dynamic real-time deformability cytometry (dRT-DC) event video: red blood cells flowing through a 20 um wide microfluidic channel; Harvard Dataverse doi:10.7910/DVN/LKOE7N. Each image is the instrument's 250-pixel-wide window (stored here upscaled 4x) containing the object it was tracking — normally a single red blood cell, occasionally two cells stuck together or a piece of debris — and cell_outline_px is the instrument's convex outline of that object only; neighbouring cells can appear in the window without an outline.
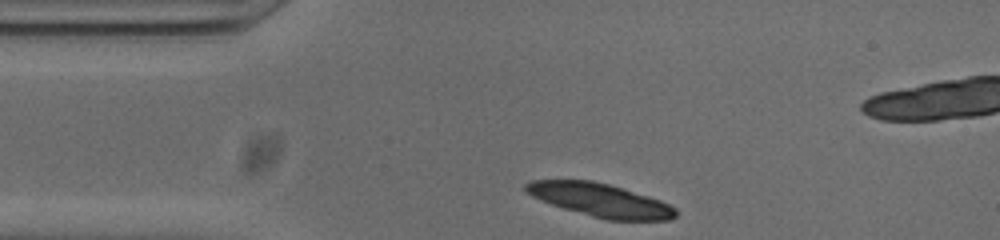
{"species": "common noctule bat (a hibernating species)", "species_latin": "Nyctalus noctula", "temperature_condition": "cold", "stored_images_in_passage": 33, "camera_frame_rate_fps": 3000, "um_per_image_px": 0.085, "animal": {"sex": "male", "body_mass_g": 20.0, "forearm_length_mm": 53.3}, "frame": {"image": 1, "passage_image": 1, "time_ms": 0.0, "image_size_px": [1000, 240], "cell_outline_px": [[676, 216], [672, 220], [608, 220], [592, 216], [564, 208], [540, 200], [524, 192], [524, 184], [532, 180], [592, 180], [608, 184], [648, 196], [660, 200], [676, 208]], "centroid_in_image_um": [51.01, 17.0], "position_along_channel_um": 34.0, "area_um2": 28.9}}